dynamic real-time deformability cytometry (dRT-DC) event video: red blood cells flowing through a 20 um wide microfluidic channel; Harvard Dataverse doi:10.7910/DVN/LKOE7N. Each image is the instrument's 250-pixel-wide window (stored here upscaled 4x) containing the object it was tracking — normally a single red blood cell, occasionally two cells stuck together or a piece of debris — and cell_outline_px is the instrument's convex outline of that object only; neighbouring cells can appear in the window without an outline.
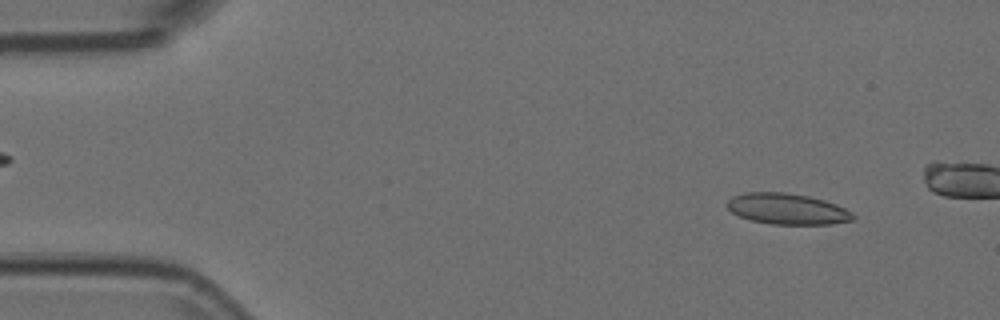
{"species": "Egyptian fruit bat (a non-hibernating species)", "species_latin": "Rousettus aegyptiacus", "temperature_condition": "room temperature", "stored_images_in_passage": 16, "camera_frame_rate_fps": 3000, "um_per_image_px": 0.085, "animal": {"sex": "female"}, "frame": {"image": 1, "passage_image": 5, "time_ms": 1.333, "image_size_px": [1000, 320], "cell_outline_px": [[856, 216], [852, 220], [832, 224], [772, 224], [752, 220], [740, 216], [732, 212], [724, 204], [732, 196], [744, 192], [784, 192], [808, 196], [824, 200], [836, 204], [852, 212]], "centroid_in_image_um": [66.9, 17.75], "position_along_channel_um": 18.1, "area_um2": 22.72}}